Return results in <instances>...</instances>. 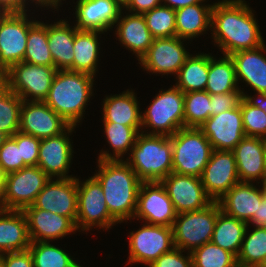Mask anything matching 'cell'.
<instances>
[{
	"label": "cell",
	"instance_id": "obj_28",
	"mask_svg": "<svg viewBox=\"0 0 266 267\" xmlns=\"http://www.w3.org/2000/svg\"><path fill=\"white\" fill-rule=\"evenodd\" d=\"M135 92L127 90L119 95L106 96L103 101V122H116L133 127L138 133L142 128V112Z\"/></svg>",
	"mask_w": 266,
	"mask_h": 267
},
{
	"label": "cell",
	"instance_id": "obj_22",
	"mask_svg": "<svg viewBox=\"0 0 266 267\" xmlns=\"http://www.w3.org/2000/svg\"><path fill=\"white\" fill-rule=\"evenodd\" d=\"M122 7L118 0H78L75 26L78 30L106 32L116 24Z\"/></svg>",
	"mask_w": 266,
	"mask_h": 267
},
{
	"label": "cell",
	"instance_id": "obj_36",
	"mask_svg": "<svg viewBox=\"0 0 266 267\" xmlns=\"http://www.w3.org/2000/svg\"><path fill=\"white\" fill-rule=\"evenodd\" d=\"M104 132L108 143L113 149V156L107 151H101L98 160H120L124 153L132 149L138 132L131 126H125L116 122H103Z\"/></svg>",
	"mask_w": 266,
	"mask_h": 267
},
{
	"label": "cell",
	"instance_id": "obj_26",
	"mask_svg": "<svg viewBox=\"0 0 266 267\" xmlns=\"http://www.w3.org/2000/svg\"><path fill=\"white\" fill-rule=\"evenodd\" d=\"M30 244L23 211L0 209V255L27 250Z\"/></svg>",
	"mask_w": 266,
	"mask_h": 267
},
{
	"label": "cell",
	"instance_id": "obj_23",
	"mask_svg": "<svg viewBox=\"0 0 266 267\" xmlns=\"http://www.w3.org/2000/svg\"><path fill=\"white\" fill-rule=\"evenodd\" d=\"M265 144V138L245 136L232 150L240 182H252L258 179L263 181L266 177Z\"/></svg>",
	"mask_w": 266,
	"mask_h": 267
},
{
	"label": "cell",
	"instance_id": "obj_18",
	"mask_svg": "<svg viewBox=\"0 0 266 267\" xmlns=\"http://www.w3.org/2000/svg\"><path fill=\"white\" fill-rule=\"evenodd\" d=\"M35 208L69 217L74 223L77 218V178H52L36 196Z\"/></svg>",
	"mask_w": 266,
	"mask_h": 267
},
{
	"label": "cell",
	"instance_id": "obj_14",
	"mask_svg": "<svg viewBox=\"0 0 266 267\" xmlns=\"http://www.w3.org/2000/svg\"><path fill=\"white\" fill-rule=\"evenodd\" d=\"M201 181L205 192L213 201H218L236 185L239 177L233 151L213 149Z\"/></svg>",
	"mask_w": 266,
	"mask_h": 267
},
{
	"label": "cell",
	"instance_id": "obj_30",
	"mask_svg": "<svg viewBox=\"0 0 266 267\" xmlns=\"http://www.w3.org/2000/svg\"><path fill=\"white\" fill-rule=\"evenodd\" d=\"M212 8L201 2L175 10L176 36L189 40L210 29Z\"/></svg>",
	"mask_w": 266,
	"mask_h": 267
},
{
	"label": "cell",
	"instance_id": "obj_16",
	"mask_svg": "<svg viewBox=\"0 0 266 267\" xmlns=\"http://www.w3.org/2000/svg\"><path fill=\"white\" fill-rule=\"evenodd\" d=\"M184 39L173 37L154 38L139 64L152 73L178 74L186 58L190 55L183 46Z\"/></svg>",
	"mask_w": 266,
	"mask_h": 267
},
{
	"label": "cell",
	"instance_id": "obj_21",
	"mask_svg": "<svg viewBox=\"0 0 266 267\" xmlns=\"http://www.w3.org/2000/svg\"><path fill=\"white\" fill-rule=\"evenodd\" d=\"M22 211L27 220L31 241L57 240L77 230L75 223L69 217L35 208L33 205L25 207Z\"/></svg>",
	"mask_w": 266,
	"mask_h": 267
},
{
	"label": "cell",
	"instance_id": "obj_20",
	"mask_svg": "<svg viewBox=\"0 0 266 267\" xmlns=\"http://www.w3.org/2000/svg\"><path fill=\"white\" fill-rule=\"evenodd\" d=\"M75 127L76 126L69 125L58 135L40 139L37 166L50 178H53V176L56 178H73L66 174L69 172L68 170L73 155V147L68 135L72 133Z\"/></svg>",
	"mask_w": 266,
	"mask_h": 267
},
{
	"label": "cell",
	"instance_id": "obj_49",
	"mask_svg": "<svg viewBox=\"0 0 266 267\" xmlns=\"http://www.w3.org/2000/svg\"><path fill=\"white\" fill-rule=\"evenodd\" d=\"M161 0H127L123 5V9L126 8L130 13L141 14L156 8L161 5ZM135 12V13H134Z\"/></svg>",
	"mask_w": 266,
	"mask_h": 267
},
{
	"label": "cell",
	"instance_id": "obj_25",
	"mask_svg": "<svg viewBox=\"0 0 266 267\" xmlns=\"http://www.w3.org/2000/svg\"><path fill=\"white\" fill-rule=\"evenodd\" d=\"M266 45L240 50L230 55L235 65L237 82L245 81L257 93H266ZM241 78V79H240Z\"/></svg>",
	"mask_w": 266,
	"mask_h": 267
},
{
	"label": "cell",
	"instance_id": "obj_58",
	"mask_svg": "<svg viewBox=\"0 0 266 267\" xmlns=\"http://www.w3.org/2000/svg\"><path fill=\"white\" fill-rule=\"evenodd\" d=\"M8 137H9V136H8L6 133L0 131V147L4 144L5 140H6Z\"/></svg>",
	"mask_w": 266,
	"mask_h": 267
},
{
	"label": "cell",
	"instance_id": "obj_43",
	"mask_svg": "<svg viewBox=\"0 0 266 267\" xmlns=\"http://www.w3.org/2000/svg\"><path fill=\"white\" fill-rule=\"evenodd\" d=\"M239 105L245 135L266 139V113L249 104L244 98L241 99Z\"/></svg>",
	"mask_w": 266,
	"mask_h": 267
},
{
	"label": "cell",
	"instance_id": "obj_59",
	"mask_svg": "<svg viewBox=\"0 0 266 267\" xmlns=\"http://www.w3.org/2000/svg\"><path fill=\"white\" fill-rule=\"evenodd\" d=\"M262 192H263V196H264V199L266 200V177L264 178V180L262 181Z\"/></svg>",
	"mask_w": 266,
	"mask_h": 267
},
{
	"label": "cell",
	"instance_id": "obj_11",
	"mask_svg": "<svg viewBox=\"0 0 266 267\" xmlns=\"http://www.w3.org/2000/svg\"><path fill=\"white\" fill-rule=\"evenodd\" d=\"M51 178L38 166H27L5 177L3 209L23 210L34 203L36 196Z\"/></svg>",
	"mask_w": 266,
	"mask_h": 267
},
{
	"label": "cell",
	"instance_id": "obj_62",
	"mask_svg": "<svg viewBox=\"0 0 266 267\" xmlns=\"http://www.w3.org/2000/svg\"><path fill=\"white\" fill-rule=\"evenodd\" d=\"M122 5H124L125 4V2L127 1V0H118Z\"/></svg>",
	"mask_w": 266,
	"mask_h": 267
},
{
	"label": "cell",
	"instance_id": "obj_45",
	"mask_svg": "<svg viewBox=\"0 0 266 267\" xmlns=\"http://www.w3.org/2000/svg\"><path fill=\"white\" fill-rule=\"evenodd\" d=\"M15 142L20 146L21 158L24 161V167L37 166L40 139L17 131L15 133Z\"/></svg>",
	"mask_w": 266,
	"mask_h": 267
},
{
	"label": "cell",
	"instance_id": "obj_57",
	"mask_svg": "<svg viewBox=\"0 0 266 267\" xmlns=\"http://www.w3.org/2000/svg\"><path fill=\"white\" fill-rule=\"evenodd\" d=\"M6 86L5 84V72L0 71V91Z\"/></svg>",
	"mask_w": 266,
	"mask_h": 267
},
{
	"label": "cell",
	"instance_id": "obj_31",
	"mask_svg": "<svg viewBox=\"0 0 266 267\" xmlns=\"http://www.w3.org/2000/svg\"><path fill=\"white\" fill-rule=\"evenodd\" d=\"M100 33L104 32L76 30L73 44L74 60L69 71L95 76L100 49L97 37Z\"/></svg>",
	"mask_w": 266,
	"mask_h": 267
},
{
	"label": "cell",
	"instance_id": "obj_17",
	"mask_svg": "<svg viewBox=\"0 0 266 267\" xmlns=\"http://www.w3.org/2000/svg\"><path fill=\"white\" fill-rule=\"evenodd\" d=\"M214 150L232 151L246 136L240 105L210 116L200 127Z\"/></svg>",
	"mask_w": 266,
	"mask_h": 267
},
{
	"label": "cell",
	"instance_id": "obj_41",
	"mask_svg": "<svg viewBox=\"0 0 266 267\" xmlns=\"http://www.w3.org/2000/svg\"><path fill=\"white\" fill-rule=\"evenodd\" d=\"M247 230L237 261L259 266L266 255V226H255L249 235Z\"/></svg>",
	"mask_w": 266,
	"mask_h": 267
},
{
	"label": "cell",
	"instance_id": "obj_10",
	"mask_svg": "<svg viewBox=\"0 0 266 267\" xmlns=\"http://www.w3.org/2000/svg\"><path fill=\"white\" fill-rule=\"evenodd\" d=\"M27 16L26 12L0 14V69L4 72L23 61L28 31L37 22Z\"/></svg>",
	"mask_w": 266,
	"mask_h": 267
},
{
	"label": "cell",
	"instance_id": "obj_19",
	"mask_svg": "<svg viewBox=\"0 0 266 267\" xmlns=\"http://www.w3.org/2000/svg\"><path fill=\"white\" fill-rule=\"evenodd\" d=\"M69 125L44 101H23L19 131L38 139L62 133Z\"/></svg>",
	"mask_w": 266,
	"mask_h": 267
},
{
	"label": "cell",
	"instance_id": "obj_44",
	"mask_svg": "<svg viewBox=\"0 0 266 267\" xmlns=\"http://www.w3.org/2000/svg\"><path fill=\"white\" fill-rule=\"evenodd\" d=\"M0 165L6 175L24 168L20 146L15 142V134L9 136L0 147Z\"/></svg>",
	"mask_w": 266,
	"mask_h": 267
},
{
	"label": "cell",
	"instance_id": "obj_8",
	"mask_svg": "<svg viewBox=\"0 0 266 267\" xmlns=\"http://www.w3.org/2000/svg\"><path fill=\"white\" fill-rule=\"evenodd\" d=\"M57 72L54 66H43L26 62L12 65L5 72L6 86L23 101H44ZM31 97L30 100L27 99Z\"/></svg>",
	"mask_w": 266,
	"mask_h": 267
},
{
	"label": "cell",
	"instance_id": "obj_52",
	"mask_svg": "<svg viewBox=\"0 0 266 267\" xmlns=\"http://www.w3.org/2000/svg\"><path fill=\"white\" fill-rule=\"evenodd\" d=\"M165 6L178 10L189 5L205 2V0H161Z\"/></svg>",
	"mask_w": 266,
	"mask_h": 267
},
{
	"label": "cell",
	"instance_id": "obj_63",
	"mask_svg": "<svg viewBox=\"0 0 266 267\" xmlns=\"http://www.w3.org/2000/svg\"><path fill=\"white\" fill-rule=\"evenodd\" d=\"M0 267H4V264L0 261Z\"/></svg>",
	"mask_w": 266,
	"mask_h": 267
},
{
	"label": "cell",
	"instance_id": "obj_56",
	"mask_svg": "<svg viewBox=\"0 0 266 267\" xmlns=\"http://www.w3.org/2000/svg\"><path fill=\"white\" fill-rule=\"evenodd\" d=\"M233 267H258V265L246 264V263H242V262L236 261L234 263Z\"/></svg>",
	"mask_w": 266,
	"mask_h": 267
},
{
	"label": "cell",
	"instance_id": "obj_38",
	"mask_svg": "<svg viewBox=\"0 0 266 267\" xmlns=\"http://www.w3.org/2000/svg\"><path fill=\"white\" fill-rule=\"evenodd\" d=\"M211 116V98L207 91L184 93V127L200 128Z\"/></svg>",
	"mask_w": 266,
	"mask_h": 267
},
{
	"label": "cell",
	"instance_id": "obj_1",
	"mask_svg": "<svg viewBox=\"0 0 266 267\" xmlns=\"http://www.w3.org/2000/svg\"><path fill=\"white\" fill-rule=\"evenodd\" d=\"M254 14L244 0H222L213 3L211 34L223 55L264 44Z\"/></svg>",
	"mask_w": 266,
	"mask_h": 267
},
{
	"label": "cell",
	"instance_id": "obj_55",
	"mask_svg": "<svg viewBox=\"0 0 266 267\" xmlns=\"http://www.w3.org/2000/svg\"><path fill=\"white\" fill-rule=\"evenodd\" d=\"M32 1L33 2L36 1L35 2L36 5L37 4H39V5L41 4L40 6H42V7H45V6L48 7V6H50V7L54 8V9H57L59 3H61L62 0H32Z\"/></svg>",
	"mask_w": 266,
	"mask_h": 267
},
{
	"label": "cell",
	"instance_id": "obj_39",
	"mask_svg": "<svg viewBox=\"0 0 266 267\" xmlns=\"http://www.w3.org/2000/svg\"><path fill=\"white\" fill-rule=\"evenodd\" d=\"M22 98L5 86L0 91V131L13 136L20 127Z\"/></svg>",
	"mask_w": 266,
	"mask_h": 267
},
{
	"label": "cell",
	"instance_id": "obj_3",
	"mask_svg": "<svg viewBox=\"0 0 266 267\" xmlns=\"http://www.w3.org/2000/svg\"><path fill=\"white\" fill-rule=\"evenodd\" d=\"M94 76L69 70H57L44 102L68 125L76 126L93 95Z\"/></svg>",
	"mask_w": 266,
	"mask_h": 267
},
{
	"label": "cell",
	"instance_id": "obj_37",
	"mask_svg": "<svg viewBox=\"0 0 266 267\" xmlns=\"http://www.w3.org/2000/svg\"><path fill=\"white\" fill-rule=\"evenodd\" d=\"M49 242L31 241L28 249L32 255L34 267H81L65 250Z\"/></svg>",
	"mask_w": 266,
	"mask_h": 267
},
{
	"label": "cell",
	"instance_id": "obj_46",
	"mask_svg": "<svg viewBox=\"0 0 266 267\" xmlns=\"http://www.w3.org/2000/svg\"><path fill=\"white\" fill-rule=\"evenodd\" d=\"M244 92L242 90L231 91L225 94L210 95L211 116L218 115L239 106Z\"/></svg>",
	"mask_w": 266,
	"mask_h": 267
},
{
	"label": "cell",
	"instance_id": "obj_9",
	"mask_svg": "<svg viewBox=\"0 0 266 267\" xmlns=\"http://www.w3.org/2000/svg\"><path fill=\"white\" fill-rule=\"evenodd\" d=\"M77 178L76 229L88 231L93 226L109 229L119 222L109 213L100 183L92 176L80 183Z\"/></svg>",
	"mask_w": 266,
	"mask_h": 267
},
{
	"label": "cell",
	"instance_id": "obj_2",
	"mask_svg": "<svg viewBox=\"0 0 266 267\" xmlns=\"http://www.w3.org/2000/svg\"><path fill=\"white\" fill-rule=\"evenodd\" d=\"M93 176L101 185L109 213L119 222L134 218L142 181L122 159L98 160Z\"/></svg>",
	"mask_w": 266,
	"mask_h": 267
},
{
	"label": "cell",
	"instance_id": "obj_33",
	"mask_svg": "<svg viewBox=\"0 0 266 267\" xmlns=\"http://www.w3.org/2000/svg\"><path fill=\"white\" fill-rule=\"evenodd\" d=\"M209 73V54L189 55L176 78V87L183 93L205 91Z\"/></svg>",
	"mask_w": 266,
	"mask_h": 267
},
{
	"label": "cell",
	"instance_id": "obj_35",
	"mask_svg": "<svg viewBox=\"0 0 266 267\" xmlns=\"http://www.w3.org/2000/svg\"><path fill=\"white\" fill-rule=\"evenodd\" d=\"M23 62L43 66H54L48 44V24L37 21L29 29Z\"/></svg>",
	"mask_w": 266,
	"mask_h": 267
},
{
	"label": "cell",
	"instance_id": "obj_24",
	"mask_svg": "<svg viewBox=\"0 0 266 267\" xmlns=\"http://www.w3.org/2000/svg\"><path fill=\"white\" fill-rule=\"evenodd\" d=\"M263 199L262 189L256 188L251 182L239 181L218 202L225 214L242 220L249 226V221L257 214Z\"/></svg>",
	"mask_w": 266,
	"mask_h": 267
},
{
	"label": "cell",
	"instance_id": "obj_27",
	"mask_svg": "<svg viewBox=\"0 0 266 267\" xmlns=\"http://www.w3.org/2000/svg\"><path fill=\"white\" fill-rule=\"evenodd\" d=\"M122 11L116 21V35L125 48L133 51L139 58L147 52L153 43L154 37L148 30L145 18L141 14H127L122 18Z\"/></svg>",
	"mask_w": 266,
	"mask_h": 267
},
{
	"label": "cell",
	"instance_id": "obj_12",
	"mask_svg": "<svg viewBox=\"0 0 266 267\" xmlns=\"http://www.w3.org/2000/svg\"><path fill=\"white\" fill-rule=\"evenodd\" d=\"M129 263L150 265L174 248L172 227L144 224L129 235Z\"/></svg>",
	"mask_w": 266,
	"mask_h": 267
},
{
	"label": "cell",
	"instance_id": "obj_15",
	"mask_svg": "<svg viewBox=\"0 0 266 267\" xmlns=\"http://www.w3.org/2000/svg\"><path fill=\"white\" fill-rule=\"evenodd\" d=\"M161 183L177 214L202 210L213 202L205 192L201 177L171 172Z\"/></svg>",
	"mask_w": 266,
	"mask_h": 267
},
{
	"label": "cell",
	"instance_id": "obj_47",
	"mask_svg": "<svg viewBox=\"0 0 266 267\" xmlns=\"http://www.w3.org/2000/svg\"><path fill=\"white\" fill-rule=\"evenodd\" d=\"M183 252L182 249L174 247L170 252L162 254L149 267H193L191 252L187 253L188 256H183Z\"/></svg>",
	"mask_w": 266,
	"mask_h": 267
},
{
	"label": "cell",
	"instance_id": "obj_5",
	"mask_svg": "<svg viewBox=\"0 0 266 267\" xmlns=\"http://www.w3.org/2000/svg\"><path fill=\"white\" fill-rule=\"evenodd\" d=\"M172 172L201 177L213 148L200 128L183 127L172 136Z\"/></svg>",
	"mask_w": 266,
	"mask_h": 267
},
{
	"label": "cell",
	"instance_id": "obj_4",
	"mask_svg": "<svg viewBox=\"0 0 266 267\" xmlns=\"http://www.w3.org/2000/svg\"><path fill=\"white\" fill-rule=\"evenodd\" d=\"M130 158L125 161L142 182H161L172 172L170 136L138 133Z\"/></svg>",
	"mask_w": 266,
	"mask_h": 267
},
{
	"label": "cell",
	"instance_id": "obj_7",
	"mask_svg": "<svg viewBox=\"0 0 266 267\" xmlns=\"http://www.w3.org/2000/svg\"><path fill=\"white\" fill-rule=\"evenodd\" d=\"M152 127L147 134L172 136L184 127V93L175 85L159 91L142 114V127Z\"/></svg>",
	"mask_w": 266,
	"mask_h": 267
},
{
	"label": "cell",
	"instance_id": "obj_61",
	"mask_svg": "<svg viewBox=\"0 0 266 267\" xmlns=\"http://www.w3.org/2000/svg\"><path fill=\"white\" fill-rule=\"evenodd\" d=\"M264 161H265V170H266V144H265Z\"/></svg>",
	"mask_w": 266,
	"mask_h": 267
},
{
	"label": "cell",
	"instance_id": "obj_40",
	"mask_svg": "<svg viewBox=\"0 0 266 267\" xmlns=\"http://www.w3.org/2000/svg\"><path fill=\"white\" fill-rule=\"evenodd\" d=\"M193 267H233L237 257L217 246L207 242L191 252Z\"/></svg>",
	"mask_w": 266,
	"mask_h": 267
},
{
	"label": "cell",
	"instance_id": "obj_34",
	"mask_svg": "<svg viewBox=\"0 0 266 267\" xmlns=\"http://www.w3.org/2000/svg\"><path fill=\"white\" fill-rule=\"evenodd\" d=\"M209 55V73L206 89L210 95L240 90L237 86L235 65L230 55L217 60Z\"/></svg>",
	"mask_w": 266,
	"mask_h": 267
},
{
	"label": "cell",
	"instance_id": "obj_51",
	"mask_svg": "<svg viewBox=\"0 0 266 267\" xmlns=\"http://www.w3.org/2000/svg\"><path fill=\"white\" fill-rule=\"evenodd\" d=\"M252 223L254 226H266V200L263 199L257 210V214L252 216V219L249 223Z\"/></svg>",
	"mask_w": 266,
	"mask_h": 267
},
{
	"label": "cell",
	"instance_id": "obj_50",
	"mask_svg": "<svg viewBox=\"0 0 266 267\" xmlns=\"http://www.w3.org/2000/svg\"><path fill=\"white\" fill-rule=\"evenodd\" d=\"M27 0H0V14L5 12H27Z\"/></svg>",
	"mask_w": 266,
	"mask_h": 267
},
{
	"label": "cell",
	"instance_id": "obj_32",
	"mask_svg": "<svg viewBox=\"0 0 266 267\" xmlns=\"http://www.w3.org/2000/svg\"><path fill=\"white\" fill-rule=\"evenodd\" d=\"M248 224L242 220L218 213L211 242L238 256Z\"/></svg>",
	"mask_w": 266,
	"mask_h": 267
},
{
	"label": "cell",
	"instance_id": "obj_29",
	"mask_svg": "<svg viewBox=\"0 0 266 267\" xmlns=\"http://www.w3.org/2000/svg\"><path fill=\"white\" fill-rule=\"evenodd\" d=\"M70 28L68 21L60 20L48 25V44L54 67L57 70H68L73 65V44L76 26Z\"/></svg>",
	"mask_w": 266,
	"mask_h": 267
},
{
	"label": "cell",
	"instance_id": "obj_42",
	"mask_svg": "<svg viewBox=\"0 0 266 267\" xmlns=\"http://www.w3.org/2000/svg\"><path fill=\"white\" fill-rule=\"evenodd\" d=\"M154 38L176 36L175 10L163 4L143 14Z\"/></svg>",
	"mask_w": 266,
	"mask_h": 267
},
{
	"label": "cell",
	"instance_id": "obj_13",
	"mask_svg": "<svg viewBox=\"0 0 266 267\" xmlns=\"http://www.w3.org/2000/svg\"><path fill=\"white\" fill-rule=\"evenodd\" d=\"M152 225L172 227L177 212L161 182H142L134 218Z\"/></svg>",
	"mask_w": 266,
	"mask_h": 267
},
{
	"label": "cell",
	"instance_id": "obj_53",
	"mask_svg": "<svg viewBox=\"0 0 266 267\" xmlns=\"http://www.w3.org/2000/svg\"><path fill=\"white\" fill-rule=\"evenodd\" d=\"M258 99L246 95L245 93L243 94V98L252 106L258 107L259 109L263 110L266 113V93H260L258 92Z\"/></svg>",
	"mask_w": 266,
	"mask_h": 267
},
{
	"label": "cell",
	"instance_id": "obj_48",
	"mask_svg": "<svg viewBox=\"0 0 266 267\" xmlns=\"http://www.w3.org/2000/svg\"><path fill=\"white\" fill-rule=\"evenodd\" d=\"M0 261L4 267H34L29 249L2 254Z\"/></svg>",
	"mask_w": 266,
	"mask_h": 267
},
{
	"label": "cell",
	"instance_id": "obj_54",
	"mask_svg": "<svg viewBox=\"0 0 266 267\" xmlns=\"http://www.w3.org/2000/svg\"><path fill=\"white\" fill-rule=\"evenodd\" d=\"M5 177L6 174L4 173L0 165V209H3V198L5 193Z\"/></svg>",
	"mask_w": 266,
	"mask_h": 267
},
{
	"label": "cell",
	"instance_id": "obj_60",
	"mask_svg": "<svg viewBox=\"0 0 266 267\" xmlns=\"http://www.w3.org/2000/svg\"><path fill=\"white\" fill-rule=\"evenodd\" d=\"M258 267H266V255Z\"/></svg>",
	"mask_w": 266,
	"mask_h": 267
},
{
	"label": "cell",
	"instance_id": "obj_6",
	"mask_svg": "<svg viewBox=\"0 0 266 267\" xmlns=\"http://www.w3.org/2000/svg\"><path fill=\"white\" fill-rule=\"evenodd\" d=\"M220 211L219 202L213 201L202 210L177 214L172 226L174 247L192 252L210 242Z\"/></svg>",
	"mask_w": 266,
	"mask_h": 267
}]
</instances>
